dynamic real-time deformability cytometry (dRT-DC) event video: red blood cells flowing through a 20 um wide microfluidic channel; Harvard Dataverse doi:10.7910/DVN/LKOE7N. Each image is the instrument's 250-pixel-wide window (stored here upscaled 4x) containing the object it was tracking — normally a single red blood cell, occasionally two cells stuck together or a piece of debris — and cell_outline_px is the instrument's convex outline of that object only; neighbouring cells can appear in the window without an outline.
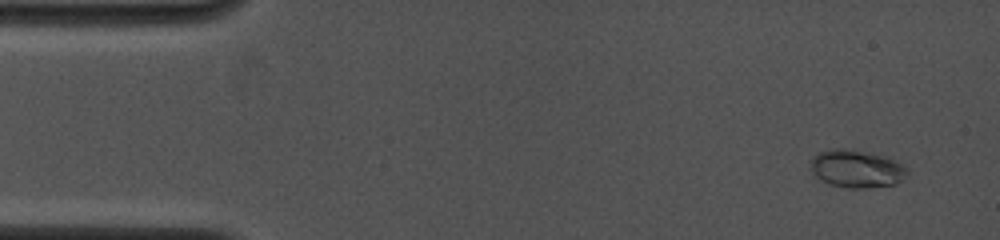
{"species": "common noctule bat (a hibernating species)", "species_latin": "Nyctalus noctula", "temperature_condition": "cold", "stored_images_in_passage": 54, "camera_frame_rate_fps": 4000, "um_per_image_px": 0.085, "animal": {"sex": "female", "body_mass_g": 19.0, "forearm_length_mm": 53.3}, "frame": {"image": 1, "passage_image": 3, "time_ms": 0.75, "image_size_px": [1000, 240], "cell_outline_px": [[908, 176], [896, 184], [868, 188], [848, 188], [828, 184], [820, 180], [808, 168], [808, 160], [816, 152], [832, 148], [844, 148], [888, 156], [908, 168]], "centroid_in_image_um": [72.76, 14.33], "position_along_channel_um": 12.2, "area_um2": 21.96}}
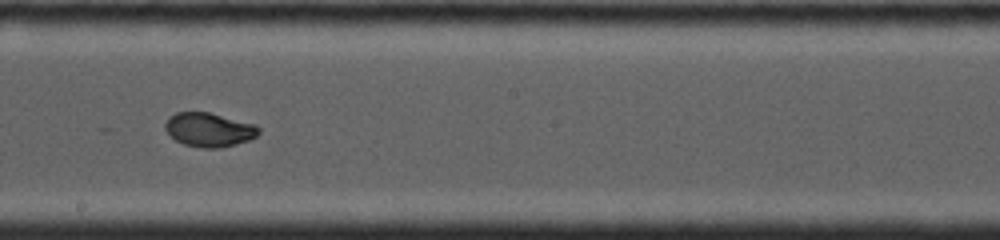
{"frame": {"image": 2, "passage_image": 36, "time_ms": 8.75, "image_size_px": [1000, 240], "cell_outline_px": [[260, 132], [256, 136], [248, 140], [236, 144], [220, 148], [204, 148], [184, 144], [176, 140], [164, 128], [164, 124], [168, 116], [176, 112], [208, 112], [256, 124], [260, 128]], "centroid_in_image_um": [17.77, 11.01], "position_along_channel_um": 230.4, "area_um2": 18.55}}
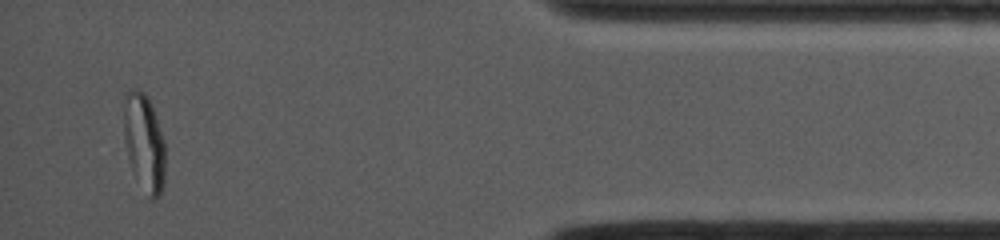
{"frame": {"image": 3, "passage_image": 54, "time_ms": 14.5, "image_size_px": [1000, 240], "cell_outline_px": [[164, 184], [160, 196], [156, 200], [148, 200], [132, 172], [128, 160], [124, 144], [124, 92], [128, 88], [140, 88], [148, 96], [152, 104], [164, 140]], "centroid_in_image_um": [12.23, 12.13], "position_along_channel_um": 423.0, "area_um2": 24.45}, "authors_computed_cell_mechanics": {"area_um2": 18.9584, "velocity_mm_per_s": 4.0635, "shape_relaxation_time_tau1_ms": 4.7368, "shape_relaxation_time_tau2_ms": 0.7514, "deformation_change_tau1": 0.1897, "deformation_change_tau2": 0.0343}}